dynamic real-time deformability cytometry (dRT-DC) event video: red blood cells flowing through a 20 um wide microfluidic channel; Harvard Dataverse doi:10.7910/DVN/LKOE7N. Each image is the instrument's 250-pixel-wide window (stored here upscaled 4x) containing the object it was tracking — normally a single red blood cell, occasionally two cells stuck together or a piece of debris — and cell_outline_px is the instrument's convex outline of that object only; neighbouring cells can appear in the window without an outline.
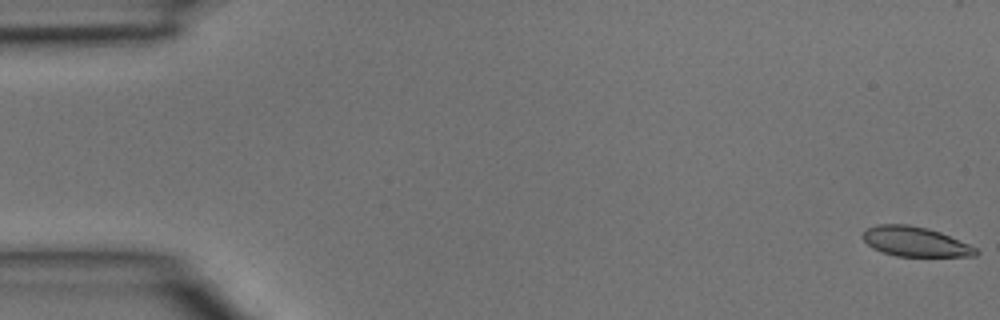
{"species": "common noctule bat (a hibernating species)", "species_latin": "Nyctalus noctula", "temperature_condition": "room temperature", "stored_images_in_passage": 3, "camera_frame_rate_fps": 3000, "um_per_image_px": 0.085, "animal": {"sex": "male", "body_mass_g": 15.6}, "frame": {"image": 1, "passage_image": 1, "time_ms": 0.0, "image_size_px": [1000, 320], "cell_outline_px": [[980, 252], [976, 256], [896, 256], [880, 252], [872, 248], [860, 236], [868, 228], [876, 224], [908, 224], [928, 228], [940, 232], [968, 244], [976, 248]], "centroid_in_image_um": [77.76, 20.54], "position_along_channel_um": 7.2, "area_um2": 19.65}}